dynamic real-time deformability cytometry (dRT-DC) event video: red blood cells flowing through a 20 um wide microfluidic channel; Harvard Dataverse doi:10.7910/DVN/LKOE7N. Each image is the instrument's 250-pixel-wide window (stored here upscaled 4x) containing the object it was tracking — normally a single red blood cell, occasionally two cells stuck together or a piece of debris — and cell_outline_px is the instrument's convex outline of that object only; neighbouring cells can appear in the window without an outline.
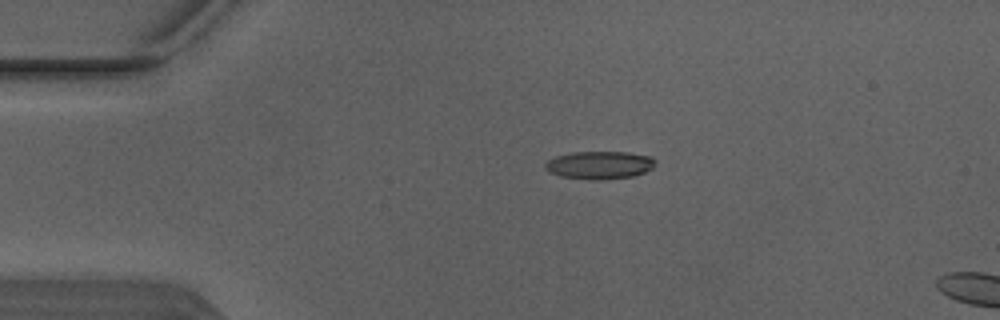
{"species": "Egyptian fruit bat (a non-hibernating species)", "species_latin": "Rousettus aegyptiacus", "temperature_condition": "warm", "stored_images_in_passage": 2, "camera_frame_rate_fps": 3000, "um_per_image_px": 0.085, "animal": {"sex": "male"}, "frame": {"image": 1, "passage_image": 1, "time_ms": 0.0, "image_size_px": [1000, 320], "cell_outline_px": [[656, 164], [652, 168], [644, 172], [632, 176], [600, 180], [596, 180], [560, 176], [548, 172], [544, 168], [544, 164], [548, 160], [556, 156], [572, 152], [628, 152], [652, 156], [656, 160]], "centroid_in_image_um": [50.96, 14.02], "position_along_channel_um": 34.0, "area_um2": 17.98}}